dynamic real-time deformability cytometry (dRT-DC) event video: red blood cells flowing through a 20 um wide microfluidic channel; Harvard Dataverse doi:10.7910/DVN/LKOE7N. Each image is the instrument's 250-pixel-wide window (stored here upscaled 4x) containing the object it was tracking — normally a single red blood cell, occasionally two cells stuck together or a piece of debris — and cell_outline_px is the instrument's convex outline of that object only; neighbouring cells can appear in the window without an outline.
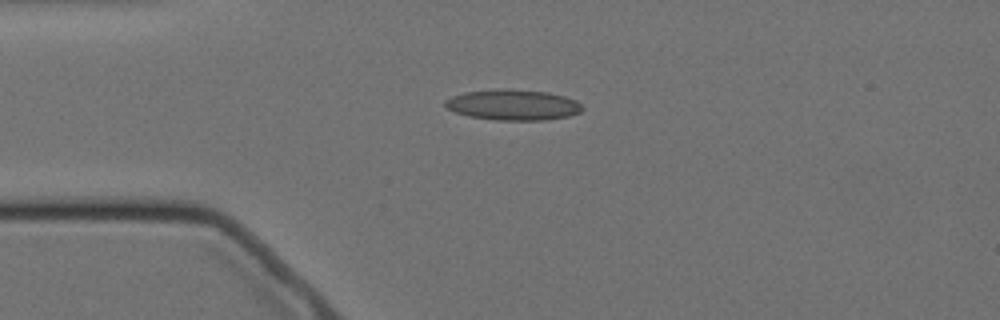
{"species": "Egyptian fruit bat (a non-hibernating species)", "species_latin": "Rousettus aegyptiacus", "temperature_condition": "cold", "stored_images_in_passage": 7, "camera_frame_rate_fps": 3000, "um_per_image_px": 0.085, "animal": {"sex": "female"}, "frame": {"image": 1, "passage_image": 1, "time_ms": 0.0, "image_size_px": [1000, 320], "cell_outline_px": [[584, 108], [580, 112], [568, 116], [544, 120], [492, 120], [468, 116], [456, 112], [448, 108], [444, 104], [444, 100], [452, 96], [464, 92], [496, 88], [508, 88], [548, 92], [564, 96], [576, 100]], "centroid_in_image_um": [43.59, 8.9], "position_along_channel_um": 41.4, "area_um2": 24.74}}
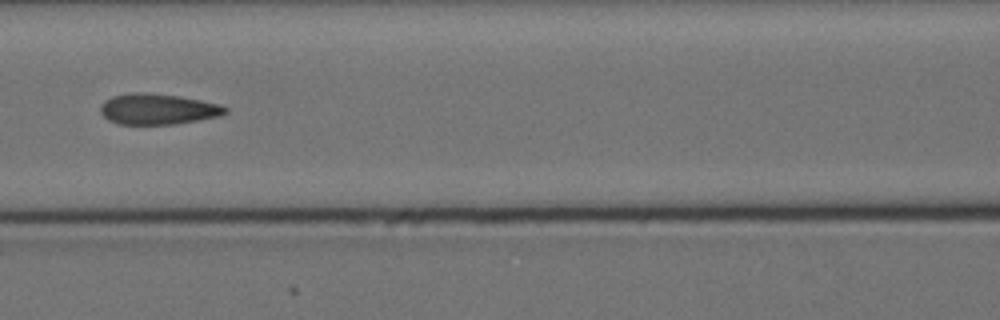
{"frame": {"image": 2, "passage_image": 4, "time_ms": 3.667, "image_size_px": [1000, 320], "cell_outline_px": [[228, 112], [220, 116], [176, 124], [116, 124], [108, 120], [100, 112], [100, 104], [104, 100], [112, 96], [128, 92], [144, 92], [180, 96], [220, 104], [228, 108]], "centroid_in_image_um": [13.39, 9.26], "position_along_channel_um": 153.2, "area_um2": 22.66}}
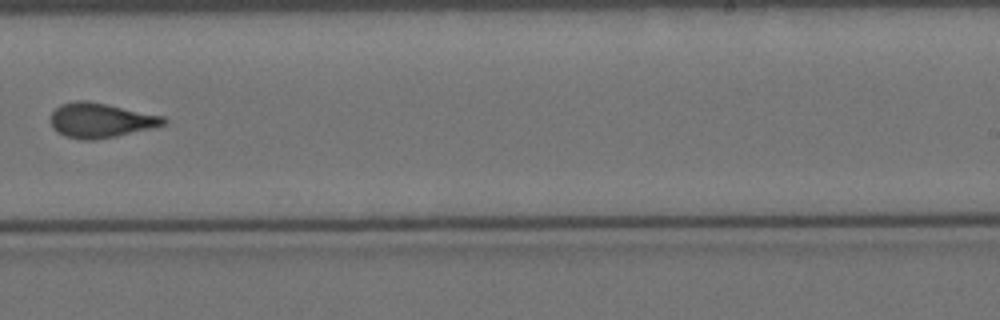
{"frame": {"image": 3, "passage_image": 7, "time_ms": 7.333, "image_size_px": [1000, 320], "cell_outline_px": [[168, 120], [164, 124], [152, 128], [116, 136], [92, 140], [80, 140], [64, 136], [56, 132], [52, 128], [48, 120], [52, 112], [60, 104], [76, 100], [88, 100], [108, 104], [164, 116]], "centroid_in_image_um": [8.5, 10.22], "position_along_channel_um": 280.5, "area_um2": 23.18}}